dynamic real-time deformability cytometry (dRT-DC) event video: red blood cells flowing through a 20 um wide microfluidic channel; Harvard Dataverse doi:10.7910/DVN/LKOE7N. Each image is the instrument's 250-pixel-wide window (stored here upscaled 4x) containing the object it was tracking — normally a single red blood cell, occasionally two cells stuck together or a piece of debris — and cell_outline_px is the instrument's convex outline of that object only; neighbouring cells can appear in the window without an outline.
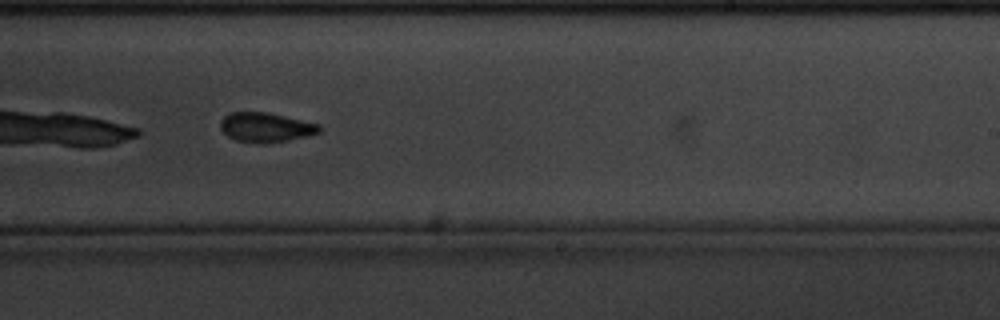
{"species": "common noctule bat (a hibernating species)", "species_latin": "Nyctalus noctula", "temperature_condition": "cold", "stored_images_in_passage": 41, "camera_frame_rate_fps": 3000, "um_per_image_px": 0.085, "animal": {"sex": "male", "body_mass_g": 20.1, "forearm_length_mm": 53.5}, "frame": {"image": 1, "passage_image": 18, "time_ms": 5.667, "image_size_px": [1000, 320], "cell_outline_px": [[324, 128], [320, 132], [288, 140], [264, 144], [256, 144], [236, 140], [228, 136], [220, 128], [220, 120], [224, 116], [232, 112], [264, 112], [284, 116], [320, 124]], "centroid_in_image_um": [22.58, 10.83], "position_along_channel_um": 266.4, "area_um2": 17.05}}